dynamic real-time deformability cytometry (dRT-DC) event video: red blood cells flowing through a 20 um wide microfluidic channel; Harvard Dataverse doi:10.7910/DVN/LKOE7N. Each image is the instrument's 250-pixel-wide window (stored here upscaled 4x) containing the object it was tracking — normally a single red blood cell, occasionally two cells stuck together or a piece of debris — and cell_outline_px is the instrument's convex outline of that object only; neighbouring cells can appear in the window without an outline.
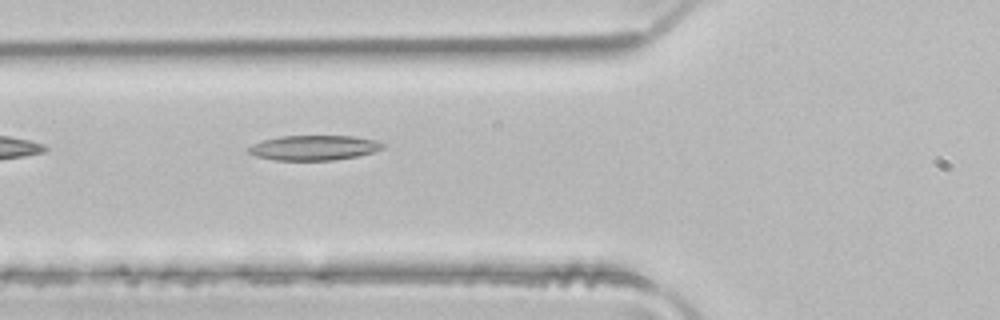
{"species": "common noctule bat (a hibernating species)", "species_latin": "Nyctalus noctula", "temperature_condition": "room temperature", "stored_images_in_passage": 4, "camera_frame_rate_fps": 3000, "um_per_image_px": 0.085, "animal": {"sex": "male", "body_mass_g": 21.5, "forearm_length_mm": 52.0}, "frame": {"image": 1, "passage_image": 4, "time_ms": 1.0, "image_size_px": [1000, 320], "cell_outline_px": [[384, 148], [372, 152], [356, 156], [332, 160], [276, 160], [256, 156], [248, 152], [248, 148], [252, 144], [264, 140], [280, 136], [352, 136], [376, 140], [384, 144]], "centroid_in_image_um": [26.68, 12.55], "position_along_channel_um": 99.1, "area_um2": 19.31}}